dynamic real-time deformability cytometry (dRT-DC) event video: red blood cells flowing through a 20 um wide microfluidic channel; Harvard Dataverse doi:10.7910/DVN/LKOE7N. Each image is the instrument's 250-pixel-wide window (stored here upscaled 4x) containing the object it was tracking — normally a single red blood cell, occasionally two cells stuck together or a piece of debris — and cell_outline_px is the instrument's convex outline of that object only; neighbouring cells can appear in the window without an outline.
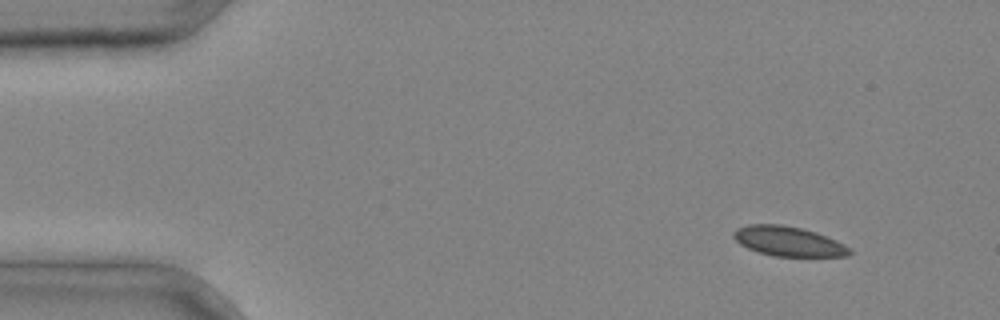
{"species": "common noctule bat (a hibernating species)", "species_latin": "Nyctalus noctula", "temperature_condition": "cold", "stored_images_in_passage": 3, "camera_frame_rate_fps": 3000, "um_per_image_px": 0.085, "animal": {"sex": "male", "body_mass_g": 20.4}, "frame": {"image": 1, "passage_image": 1, "time_ms": 0.0, "image_size_px": [1000, 320], "cell_outline_px": [[852, 252], [848, 256], [776, 256], [760, 252], [748, 248], [740, 244], [732, 236], [732, 232], [736, 228], [748, 224], [780, 224], [800, 228], [816, 232], [844, 244], [852, 248]], "centroid_in_image_um": [67.0, 20.5], "position_along_channel_um": 18.0, "area_um2": 20.0}}